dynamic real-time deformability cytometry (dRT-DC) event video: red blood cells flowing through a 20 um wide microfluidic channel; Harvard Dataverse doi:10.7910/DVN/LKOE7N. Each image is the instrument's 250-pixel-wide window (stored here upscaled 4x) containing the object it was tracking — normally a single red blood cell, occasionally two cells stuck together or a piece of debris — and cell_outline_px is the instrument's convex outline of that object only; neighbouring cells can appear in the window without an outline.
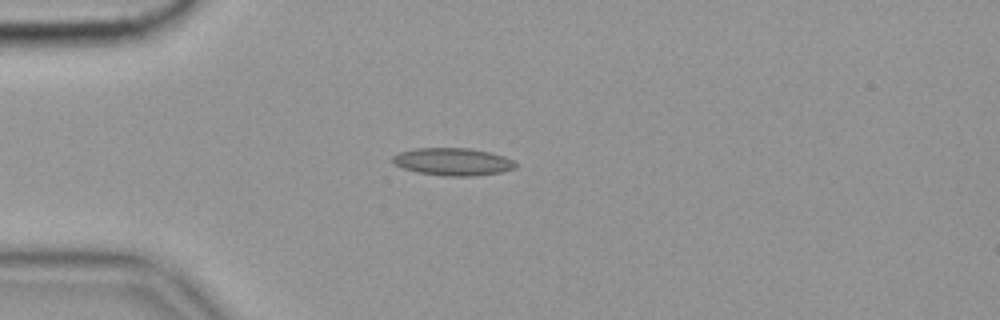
{"species": "common noctule bat (a hibernating species)", "species_latin": "Nyctalus noctula", "temperature_condition": "cold", "stored_images_in_passage": 43, "camera_frame_rate_fps": 3000, "um_per_image_px": 0.085, "animal": {"sex": "female", "body_mass_g": 19.9}, "frame": {"image": 1, "passage_image": 1, "time_ms": 0.0, "image_size_px": [1000, 320], "cell_outline_px": [[516, 168], [500, 172], [472, 176], [444, 176], [420, 172], [404, 168], [396, 164], [392, 160], [392, 156], [400, 152], [416, 148], [468, 148], [488, 152], [504, 156], [512, 160], [516, 164]], "centroid_in_image_um": [38.5, 13.74], "position_along_channel_um": 46.5, "area_um2": 19.42}, "authors_computed_cell_mechanics": {"area_um2": 18.0336, "velocity_mm_per_s": 3.5543, "shape_relaxation_time_tau1_ms": 8.9012, "shape_relaxation_time_tau2_ms": 3.8789, "deformation_change_tau1": 0.1705, "deformation_change_tau2": 0.1224}}